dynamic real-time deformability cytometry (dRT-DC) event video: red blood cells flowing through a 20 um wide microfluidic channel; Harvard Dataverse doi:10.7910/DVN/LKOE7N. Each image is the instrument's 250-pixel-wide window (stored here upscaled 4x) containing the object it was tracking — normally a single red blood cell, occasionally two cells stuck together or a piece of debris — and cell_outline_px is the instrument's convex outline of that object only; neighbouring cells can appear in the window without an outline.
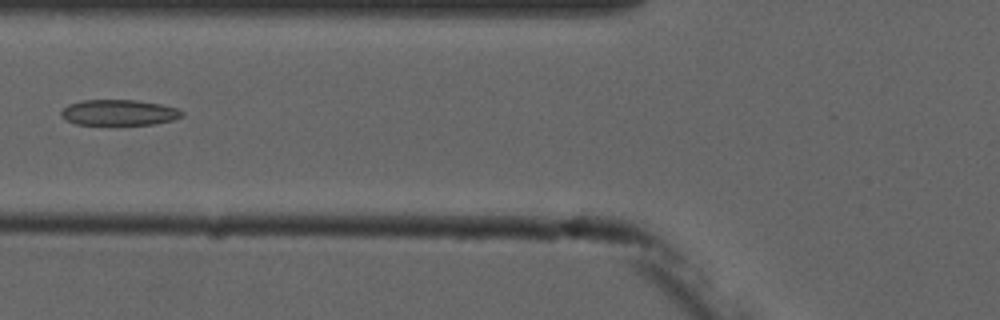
{"species": "common noctule bat (a hibernating species)", "species_latin": "Nyctalus noctula", "temperature_condition": "cold", "stored_images_in_passage": 5, "camera_frame_rate_fps": 3000, "um_per_image_px": 0.085, "animal": {"sex": "male", "forearm_length_mm": 52.5}, "frame": {"image": 1, "passage_image": 4, "time_ms": 3.667, "image_size_px": [1000, 320], "cell_outline_px": [[184, 116], [172, 120], [152, 124], [112, 128], [76, 124], [64, 120], [60, 116], [60, 112], [68, 104], [84, 100], [136, 100], [160, 104], [176, 108], [184, 112]], "centroid_in_image_um": [10.06, 9.62], "position_along_channel_um": 115.7, "area_um2": 19.13}}
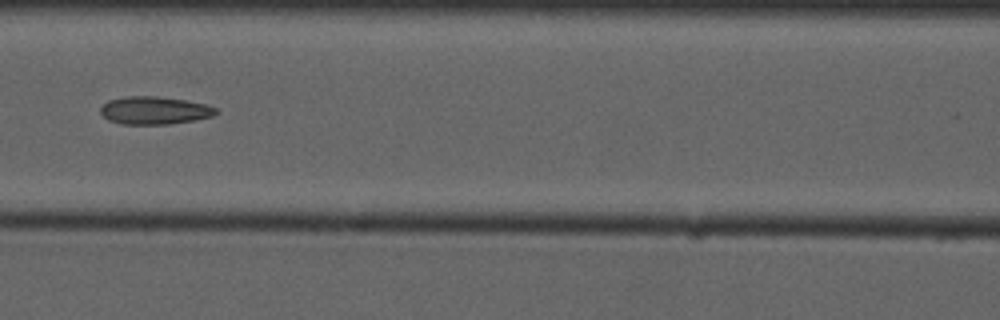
{"frame": {"image": 2, "passage_image": 5, "time_ms": 4.667, "image_size_px": [1000, 320], "cell_outline_px": [[220, 112], [212, 116], [196, 120], [172, 124], [120, 124], [108, 120], [100, 112], [100, 108], [108, 100], [128, 96], [156, 96], [188, 100], [204, 104], [216, 108]], "centroid_in_image_um": [13.15, 9.39], "position_along_channel_um": 153.5, "area_um2": 18.84}}